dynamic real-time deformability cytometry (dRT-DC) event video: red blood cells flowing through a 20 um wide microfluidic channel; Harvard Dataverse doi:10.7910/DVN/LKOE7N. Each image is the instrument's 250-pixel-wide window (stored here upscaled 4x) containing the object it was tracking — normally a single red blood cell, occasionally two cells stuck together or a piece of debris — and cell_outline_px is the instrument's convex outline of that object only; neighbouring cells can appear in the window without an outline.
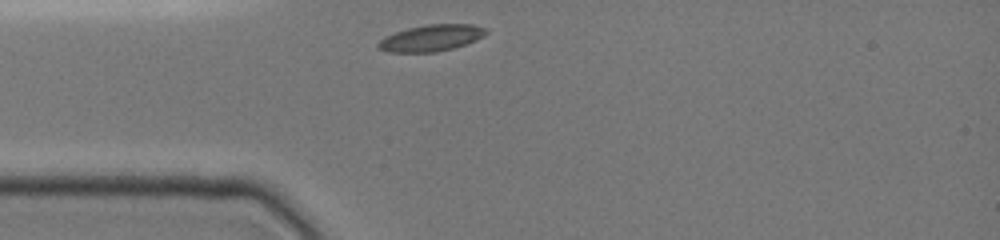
{"species": "common noctule bat (a hibernating species)", "species_latin": "Nyctalus noctula", "temperature_condition": "cold", "stored_images_in_passage": 28, "camera_frame_rate_fps": 3000, "um_per_image_px": 0.085, "animal": {"sex": "female", "body_mass_g": 19.0, "forearm_length_mm": 51.5}, "frame": {"image": 1, "passage_image": 1, "time_ms": 0.0, "image_size_px": [1000, 240], "cell_outline_px": [[488, 32], [484, 36], [476, 40], [452, 48], [436, 52], [388, 52], [376, 48], [376, 44], [384, 36], [408, 28], [428, 24], [472, 24], [488, 28]], "centroid_in_image_um": [36.65, 3.22], "position_along_channel_um": 48.4, "area_um2": 16.7}}
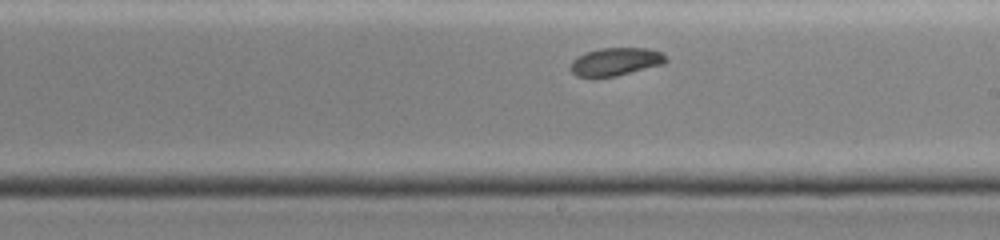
{"frame": {"image": 2, "passage_image": 16, "time_ms": 5.0, "image_size_px": [1000, 240], "cell_outline_px": [[668, 60], [664, 64], [616, 76], [592, 80], [576, 76], [572, 72], [572, 60], [576, 56], [584, 52], [600, 48], [652, 48], [660, 52]], "centroid_in_image_um": [52.28, 5.27], "position_along_channel_um": 236.7, "area_um2": 16.01}}
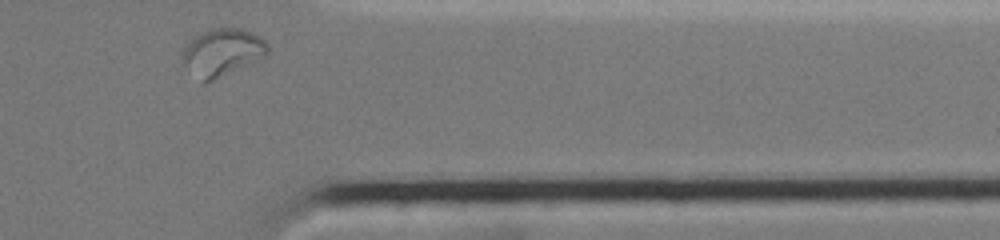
{"frame": {"image": 3, "passage_image": 28, "time_ms": 9.0, "image_size_px": [1000, 240], "cell_outline_px": [[272, 52], [268, 56], [204, 84], [180, 64], [180, 56], [188, 40], [192, 36], [208, 28], [240, 28], [252, 32], [260, 36], [272, 48]], "centroid_in_image_um": [18.87, 4.44], "position_along_channel_um": 392.5, "area_um2": 24.51}, "authors_computed_cell_mechanics": {"area_um2": 16.0106, "velocity_mm_per_s": 3.9167, "shape_relaxation_time_tau1_ms": null, "shape_relaxation_time_tau2_ms": 4.8496, "deformation_change_tau1": null, "deformation_change_tau2": 0.0787}}